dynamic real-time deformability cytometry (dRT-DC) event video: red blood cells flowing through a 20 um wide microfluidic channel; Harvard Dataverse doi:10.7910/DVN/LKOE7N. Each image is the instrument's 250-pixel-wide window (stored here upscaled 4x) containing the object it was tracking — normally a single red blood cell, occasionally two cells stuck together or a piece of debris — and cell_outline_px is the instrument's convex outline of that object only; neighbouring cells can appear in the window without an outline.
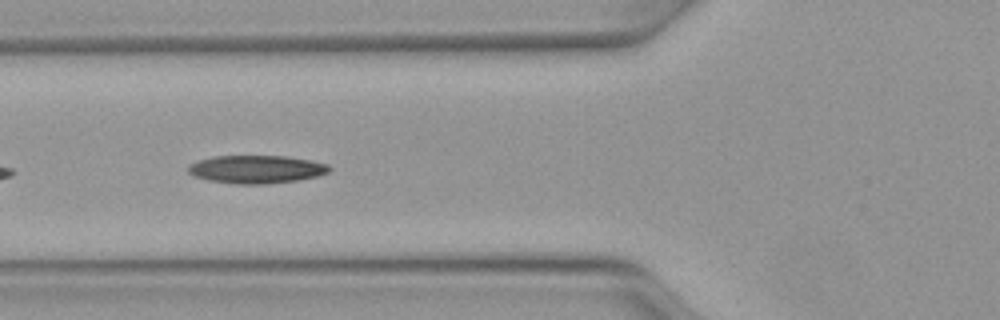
{"species": "Egyptian fruit bat (a non-hibernating species)", "species_latin": "Rousettus aegyptiacus", "temperature_condition": "warm", "stored_images_in_passage": 33, "camera_frame_rate_fps": 3000, "um_per_image_px": 0.085, "animal": {"sex": "female"}, "frame": {"image": 1, "passage_image": 6, "time_ms": 1.667, "image_size_px": [1000, 320], "cell_outline_px": [[332, 168], [328, 172], [316, 176], [296, 180], [264, 184], [236, 184], [208, 180], [192, 176], [188, 172], [188, 164], [196, 160], [212, 156], [284, 156], [308, 160], [328, 164]], "centroid_in_image_um": [21.72, 14.38], "position_along_channel_um": 104.1, "area_um2": 23.06}, "authors_computed_cell_mechanics": {"area_um2": 22.4264, "velocity_mm_per_s": 4.1206, "shape_relaxation_time_tau1_ms": 5.3903, "shape_relaxation_time_tau2_ms": 7.7708, "deformation_change_tau1": 0.1847, "deformation_change_tau2": 0.1582}}